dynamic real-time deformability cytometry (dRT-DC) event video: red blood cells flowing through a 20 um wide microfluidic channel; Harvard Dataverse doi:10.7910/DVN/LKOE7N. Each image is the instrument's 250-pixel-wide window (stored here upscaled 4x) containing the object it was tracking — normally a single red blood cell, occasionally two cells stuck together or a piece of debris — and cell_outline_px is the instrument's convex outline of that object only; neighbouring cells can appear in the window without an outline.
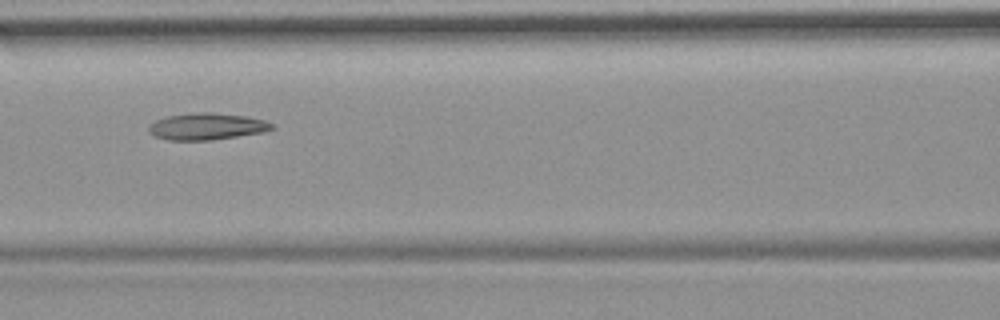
{"species": "common noctule bat (a hibernating species)", "species_latin": "Nyctalus noctula", "temperature_condition": "room temperature", "stored_images_in_passage": 6, "camera_frame_rate_fps": 3000, "um_per_image_px": 0.085, "animal": {"sex": "female", "body_mass_g": 19.9}, "frame": {"image": 1, "passage_image": 4, "time_ms": 3.667, "image_size_px": [1000, 320], "cell_outline_px": [[276, 128], [264, 132], [212, 140], [168, 140], [156, 136], [148, 132], [148, 124], [156, 120], [168, 116], [196, 112], [212, 112], [248, 116], [264, 120], [276, 124]], "centroid_in_image_um": [17.62, 10.74], "position_along_channel_um": 149.0, "area_um2": 19.42}}
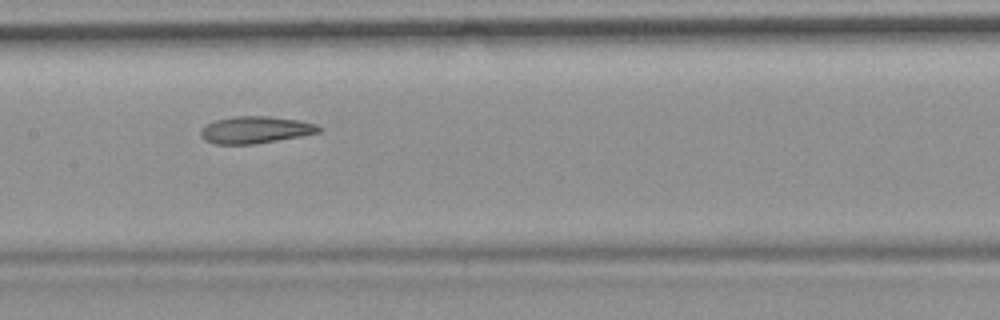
{"frame": {"image": 2, "passage_image": 5, "time_ms": 4.667, "image_size_px": [1000, 320], "cell_outline_px": [[324, 128], [320, 132], [300, 136], [252, 144], [216, 144], [204, 140], [200, 136], [200, 128], [216, 120], [236, 116], [272, 116], [300, 120], [316, 124]], "centroid_in_image_um": [21.72, 11.03], "position_along_channel_um": 185.7, "area_um2": 18.61}}